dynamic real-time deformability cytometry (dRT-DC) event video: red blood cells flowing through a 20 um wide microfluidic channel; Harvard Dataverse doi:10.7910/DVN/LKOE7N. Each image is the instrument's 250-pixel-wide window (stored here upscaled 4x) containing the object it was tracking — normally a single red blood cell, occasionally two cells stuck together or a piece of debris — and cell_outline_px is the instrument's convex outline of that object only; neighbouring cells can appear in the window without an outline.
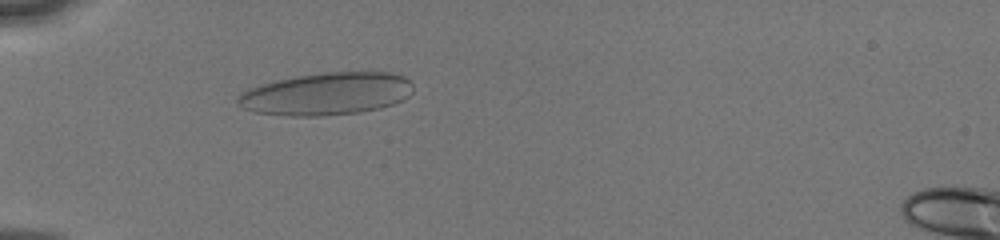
{"species": "human", "species_latin": "Homo sapiens", "temperature_condition": "cold", "stored_images_in_passage": 14, "camera_frame_rate_fps": 3000, "um_per_image_px": 0.085, "donor": {"sex": "male"}, "frame": {"image": 1, "passage_image": 10, "time_ms": 5.333, "image_size_px": [1000, 240], "cell_outline_px": [[412, 92], [404, 100], [380, 108], [360, 112], [324, 116], [288, 116], [256, 112], [240, 108], [236, 104], [236, 96], [240, 92], [248, 88], [296, 76], [324, 72], [392, 72], [404, 76], [412, 84]], "centroid_in_image_um": [27.73, 7.98], "position_along_channel_um": 57.3, "area_um2": 43.7}}
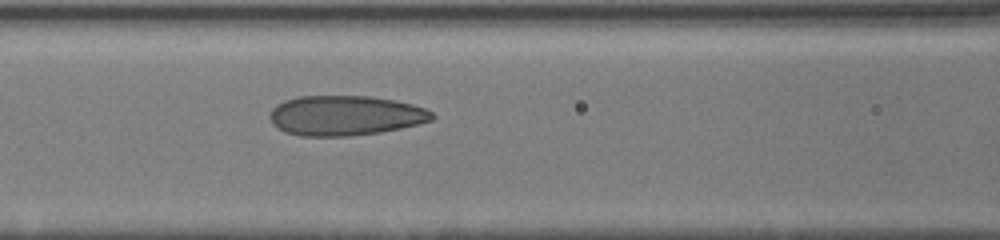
{"frame": {"image": 2, "passage_image": 14, "time_ms": 7.667, "image_size_px": [1000, 240], "cell_outline_px": [[436, 116], [432, 120], [420, 124], [380, 132], [348, 136], [300, 136], [284, 132], [272, 124], [268, 116], [272, 108], [276, 104], [284, 100], [300, 96], [372, 96], [396, 100], [412, 104], [424, 108], [432, 112]], "centroid_in_image_um": [29.33, 9.82], "position_along_channel_um": 137.3, "area_um2": 38.09}}